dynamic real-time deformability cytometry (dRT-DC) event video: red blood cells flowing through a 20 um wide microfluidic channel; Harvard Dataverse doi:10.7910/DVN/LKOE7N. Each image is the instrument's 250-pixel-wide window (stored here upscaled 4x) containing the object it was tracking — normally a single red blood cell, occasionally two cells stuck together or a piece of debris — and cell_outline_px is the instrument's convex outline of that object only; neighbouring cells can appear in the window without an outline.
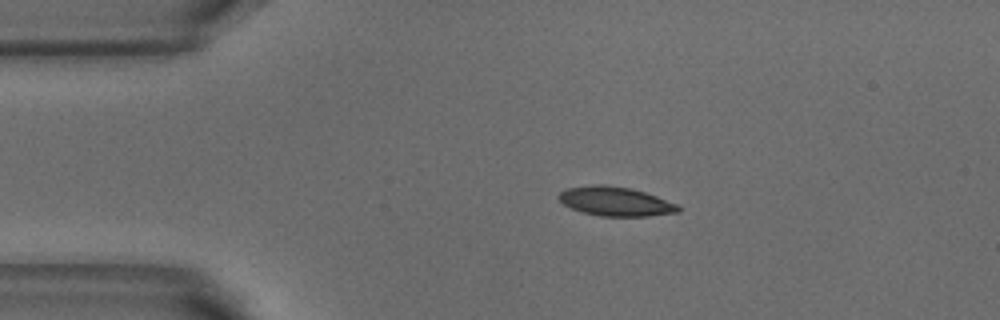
{"species": "common noctule bat (a hibernating species)", "species_latin": "Nyctalus noctula", "temperature_condition": "warm", "stored_images_in_passage": 1, "camera_frame_rate_fps": 3000, "um_per_image_px": 0.085, "animal": {"sex": "male", "body_mass_g": 18.8}, "frame": {"image": 1, "passage_image": 1, "time_ms": 0.0, "image_size_px": [1000, 320], "cell_outline_px": [[680, 212], [648, 216], [600, 216], [584, 212], [572, 208], [564, 204], [556, 196], [564, 188], [588, 184], [604, 184], [628, 188], [644, 192], [680, 204]], "centroid_in_image_um": [52.31, 17.11], "position_along_channel_um": 32.7, "area_um2": 20.46}}